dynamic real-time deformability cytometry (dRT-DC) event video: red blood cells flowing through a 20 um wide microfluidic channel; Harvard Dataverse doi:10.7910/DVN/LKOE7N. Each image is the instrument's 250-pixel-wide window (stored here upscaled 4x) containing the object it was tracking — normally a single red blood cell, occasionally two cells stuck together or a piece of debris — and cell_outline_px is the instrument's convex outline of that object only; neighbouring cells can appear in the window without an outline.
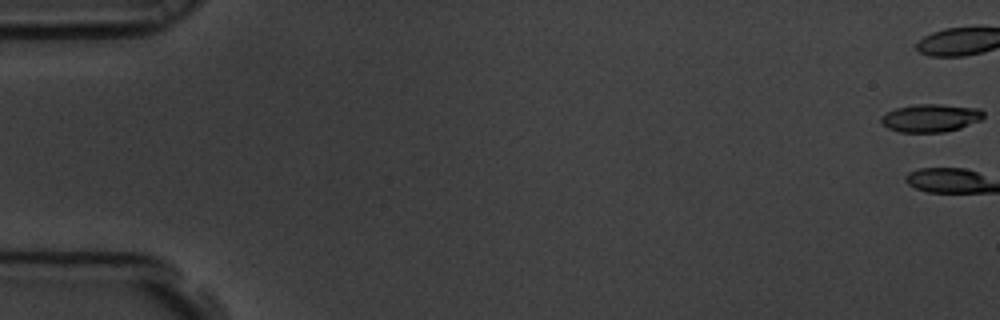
{"species": "common noctule bat (a hibernating species)", "species_latin": "Nyctalus noctula", "temperature_condition": "room temperature", "stored_images_in_passage": 9, "camera_frame_rate_fps": 3000, "um_per_image_px": 0.085, "animal": {"sex": "male", "body_mass_g": 19.5, "forearm_length_mm": 54.6}, "frame": {"image": 1, "passage_image": 1, "time_ms": 0.0, "image_size_px": [1000, 320], "cell_outline_px": [[984, 116], [980, 120], [960, 128], [944, 132], [900, 132], [888, 128], [880, 120], [880, 116], [896, 108], [916, 104], [940, 104], [980, 108], [984, 112]], "centroid_in_image_um": [79.12, 10.02], "position_along_channel_um": 5.9, "area_um2": 16.65}}